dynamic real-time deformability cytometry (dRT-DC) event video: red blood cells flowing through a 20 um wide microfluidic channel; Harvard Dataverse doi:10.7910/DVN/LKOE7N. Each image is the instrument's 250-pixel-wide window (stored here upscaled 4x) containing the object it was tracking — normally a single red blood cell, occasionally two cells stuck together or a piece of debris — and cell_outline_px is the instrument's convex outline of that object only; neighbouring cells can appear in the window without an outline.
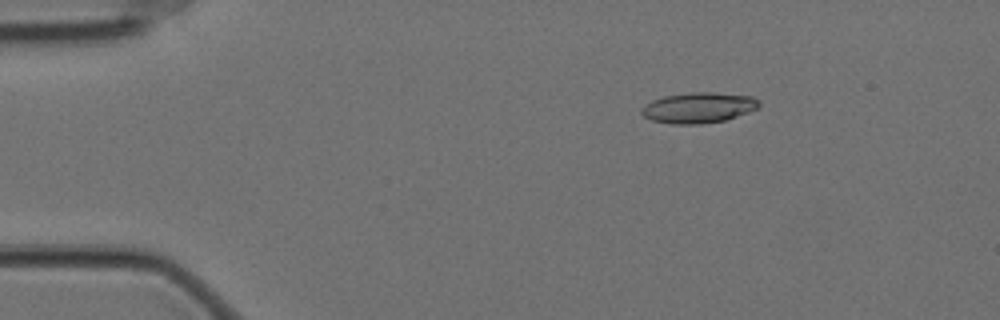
{"species": "Egyptian fruit bat (a non-hibernating species)", "species_latin": "Rousettus aegyptiacus", "temperature_condition": "cold", "stored_images_in_passage": 58, "camera_frame_rate_fps": 3000, "um_per_image_px": 0.085, "animal": {"sex": "female"}, "frame": {"image": 1, "passage_image": 9, "time_ms": 2.667, "image_size_px": [1000, 320], "cell_outline_px": [[760, 104], [756, 108], [748, 112], [724, 120], [700, 124], [672, 124], [652, 120], [644, 116], [640, 112], [640, 108], [644, 104], [652, 100], [664, 96], [692, 92], [712, 92], [752, 96], [760, 100]], "centroid_in_image_um": [59.34, 9.15], "position_along_channel_um": 25.7, "area_um2": 20.92}}
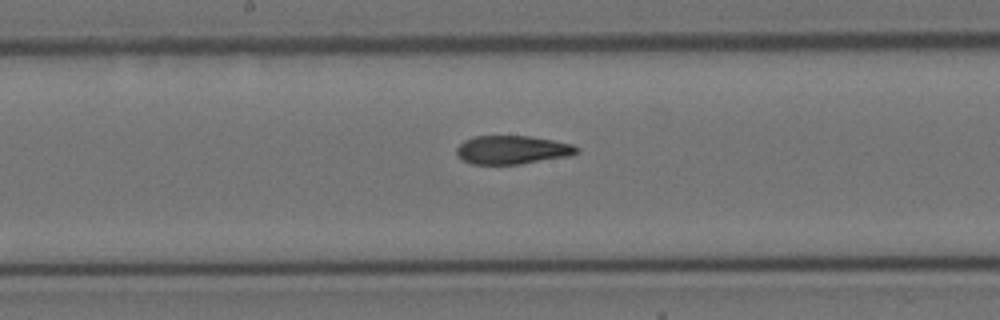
{"frame": {"image": 2, "passage_image": 30, "time_ms": 9.667, "image_size_px": [1000, 320], "cell_outline_px": [[580, 152], [572, 156], [520, 164], [472, 164], [460, 160], [456, 152], [456, 148], [464, 140], [472, 136], [528, 136], [552, 140], [572, 144], [580, 148]], "centroid_in_image_um": [43.55, 12.74], "position_along_channel_um": 204.6, "area_um2": 20.23}}
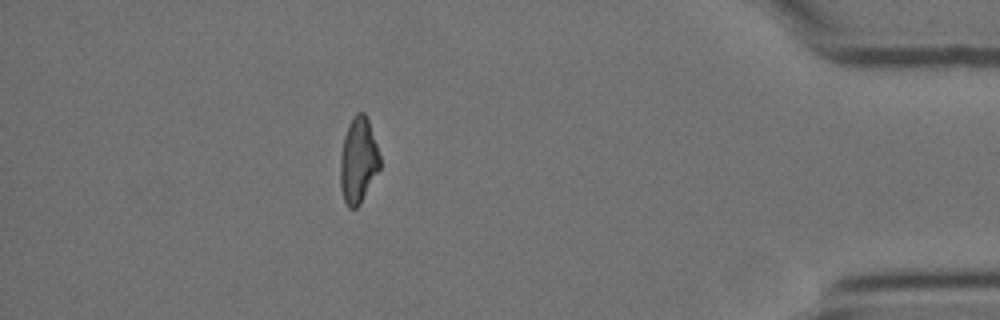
{"frame": {"image": 3, "passage_image": 51, "time_ms": 16.667, "image_size_px": [1000, 320], "cell_outline_px": [[380, 168], [360, 204], [356, 208], [348, 208], [344, 200], [340, 188], [340, 156], [344, 136], [348, 124], [352, 116], [356, 112], [364, 112], [368, 120], [380, 156]], "centroid_in_image_um": [30.43, 13.64], "position_along_channel_um": 404.8, "area_um2": 19.83}, "authors_computed_cell_mechanics": {"area_um2": 20.6057, "velocity_mm_per_s": 3.5165, "shape_relaxation_time_tau1_ms": 9.4283, "shape_relaxation_time_tau2_ms": 2.4223, "deformation_change_tau1": 0.24, "deformation_change_tau2": 0.1047}}